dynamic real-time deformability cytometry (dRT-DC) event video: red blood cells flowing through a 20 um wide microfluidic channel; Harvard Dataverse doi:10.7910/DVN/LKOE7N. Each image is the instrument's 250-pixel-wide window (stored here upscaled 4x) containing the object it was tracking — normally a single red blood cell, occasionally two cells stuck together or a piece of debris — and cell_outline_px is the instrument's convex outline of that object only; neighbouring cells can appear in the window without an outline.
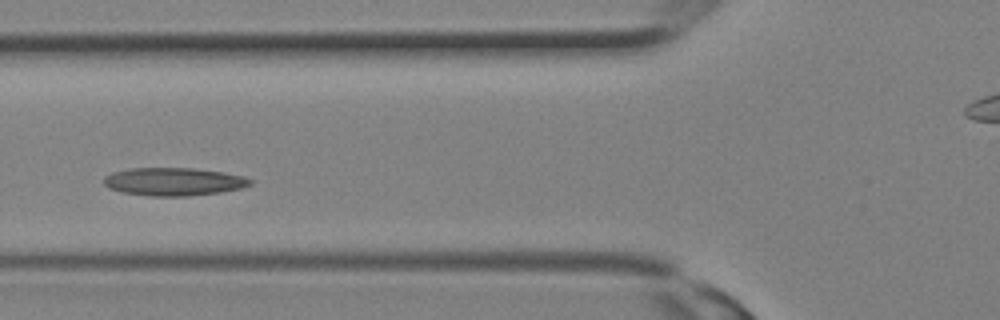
{"species": "Egyptian fruit bat (a non-hibernating species)", "species_latin": "Rousettus aegyptiacus", "temperature_condition": "room temperature", "stored_images_in_passage": 13, "camera_frame_rate_fps": 3000, "um_per_image_px": 0.085, "animal": {"sex": "female"}, "frame": {"image": 1, "passage_image": 8, "time_ms": 2.333, "image_size_px": [1000, 320], "cell_outline_px": [[252, 184], [240, 188], [220, 192], [188, 196], [148, 196], [124, 192], [108, 188], [104, 184], [104, 176], [112, 172], [132, 168], [196, 168], [224, 172], [244, 176], [252, 180]], "centroid_in_image_um": [14.76, 15.43], "position_along_channel_um": 111.0, "area_um2": 23.93}}
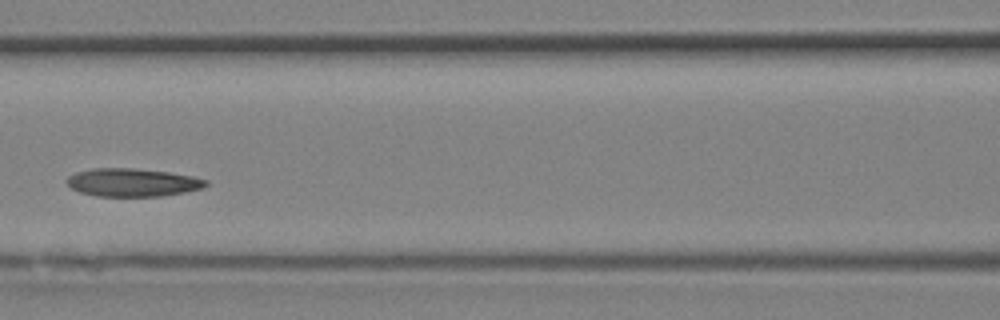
{"frame": {"image": 2, "passage_image": 10, "time_ms": 3.0, "image_size_px": [1000, 320], "cell_outline_px": [[208, 184], [204, 188], [184, 192], [160, 196], [96, 196], [80, 192], [72, 188], [64, 180], [68, 176], [76, 172], [92, 168], [132, 168], [168, 172], [192, 176], [208, 180]], "centroid_in_image_um": [11.25, 15.5], "position_along_channel_um": 155.3, "area_um2": 22.77}}